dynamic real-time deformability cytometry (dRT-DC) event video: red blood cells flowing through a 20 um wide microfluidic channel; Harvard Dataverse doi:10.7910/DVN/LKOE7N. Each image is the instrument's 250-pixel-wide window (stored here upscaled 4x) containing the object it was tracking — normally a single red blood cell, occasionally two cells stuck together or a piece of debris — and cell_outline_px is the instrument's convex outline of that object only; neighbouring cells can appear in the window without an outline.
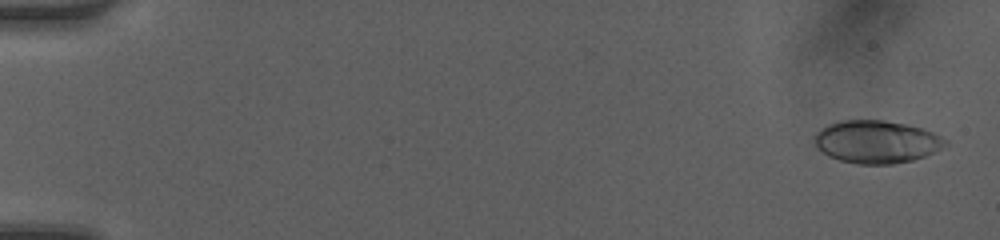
{"species": "human", "species_latin": "Homo sapiens", "temperature_condition": "room temperature", "stored_images_in_passage": 50, "camera_frame_rate_fps": 3000, "um_per_image_px": 0.085, "donor": {"sex": "female"}, "frame": {"image": 1, "passage_image": 2, "time_ms": 0.333, "image_size_px": [1000, 240], "cell_outline_px": [[948, 144], [924, 156], [912, 160], [892, 164], [856, 164], [840, 160], [828, 156], [816, 148], [812, 136], [820, 128], [828, 124], [840, 120], [884, 120], [908, 124], [924, 128], [948, 140]], "centroid_in_image_um": [74.46, 12.04], "position_along_channel_um": 10.5, "area_um2": 32.89}}
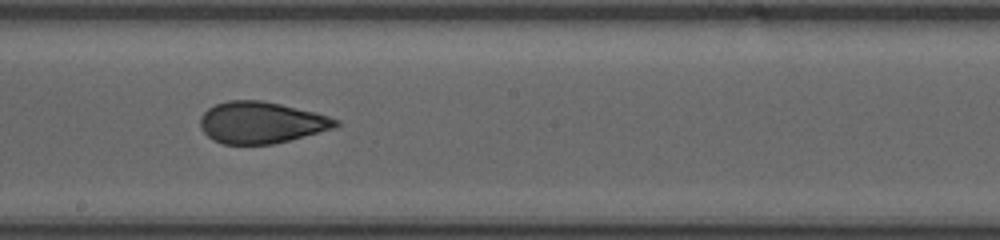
{"frame": {"image": 2, "passage_image": 29, "time_ms": 9.333, "image_size_px": [1000, 240], "cell_outline_px": [[340, 124], [336, 128], [272, 144], [224, 144], [212, 140], [200, 128], [200, 116], [208, 108], [216, 104], [228, 100], [260, 100], [280, 104], [316, 112], [340, 120]], "centroid_in_image_um": [22.2, 10.41], "position_along_channel_um": 226.0, "area_um2": 32.89}}
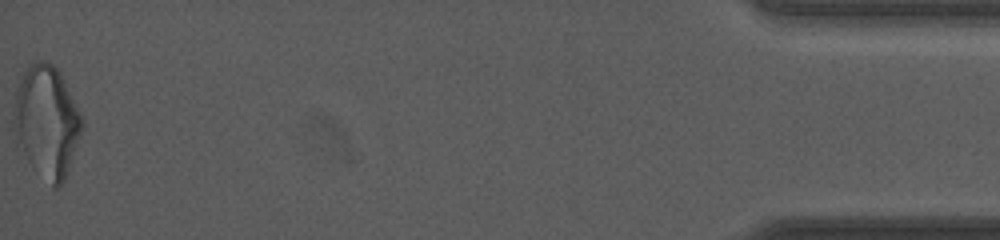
{"frame": {"image": 3, "passage_image": 50, "time_ms": 16.333, "image_size_px": [1000, 240], "cell_outline_px": [[84, 124], [80, 136], [64, 180], [60, 188], [56, 188], [28, 160], [16, 144], [12, 128], [12, 120], [16, 88], [28, 64], [36, 60], [48, 60], [60, 72], [84, 120]], "centroid_in_image_um": [3.94, 10.26], "position_along_channel_um": 431.3, "area_um2": 44.33}, "authors_computed_cell_mechanics": {"area_um2": 32.9171, "velocity_mm_per_s": 4.2105, "shape_relaxation_time_tau1_ms": 10.0496, "shape_relaxation_time_tau2_ms": 1.2544, "deformation_change_tau1": 0.2618, "deformation_change_tau2": 0.0747}}